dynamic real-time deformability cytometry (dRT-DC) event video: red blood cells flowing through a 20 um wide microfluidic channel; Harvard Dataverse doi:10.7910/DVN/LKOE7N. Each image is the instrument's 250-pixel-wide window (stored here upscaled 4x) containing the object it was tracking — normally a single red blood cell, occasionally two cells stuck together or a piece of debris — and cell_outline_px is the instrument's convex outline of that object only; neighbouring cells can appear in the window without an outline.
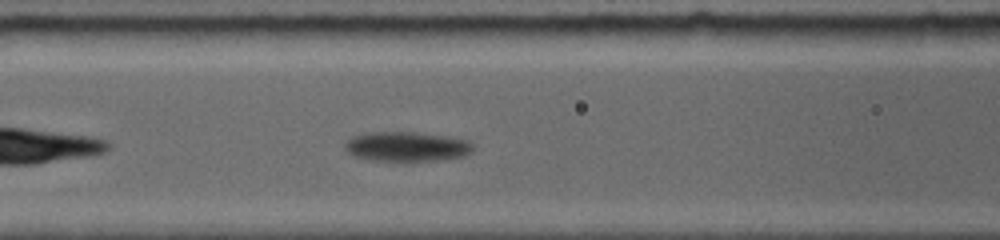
{"species": "common noctule bat (a hibernating species)", "species_latin": "Nyctalus noctula", "temperature_condition": "room temperature", "stored_images_in_passage": 34, "camera_frame_rate_fps": 5000, "um_per_image_px": 0.085, "animal": {"sex": "female", "body_mass_g": 19.0, "forearm_length_mm": 56.7}, "frame": {"image": 1, "passage_image": 8, "time_ms": 2.8, "image_size_px": [1000, 240], "cell_outline_px": [[472, 148], [464, 156], [408, 164], [400, 164], [376, 160], [356, 156], [348, 152], [348, 140], [356, 136], [380, 132], [400, 132], [464, 140]], "centroid_in_image_um": [34.53, 12.54], "position_along_channel_um": 132.1, "area_um2": 21.33}}
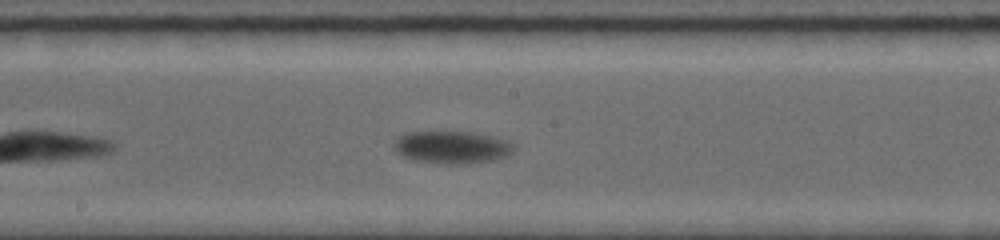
{"frame": {"image": 2, "passage_image": 13, "time_ms": 5.0, "image_size_px": [1000, 240], "cell_outline_px": [[512, 152], [504, 156], [488, 160], [464, 164], [456, 164], [420, 160], [404, 156], [396, 148], [396, 144], [400, 136], [412, 132], [460, 132], [488, 136], [504, 140], [512, 148]], "centroid_in_image_um": [38.4, 12.51], "position_along_channel_um": 209.8, "area_um2": 21.1}}
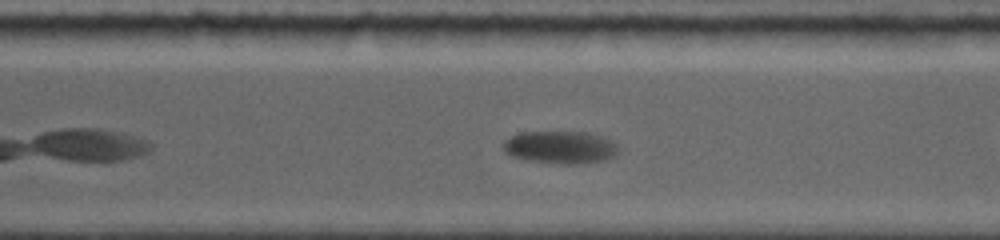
{"frame": {"image": 3, "passage_image": 21, "time_ms": 8.2, "image_size_px": [1000, 240], "cell_outline_px": [[616, 156], [604, 160], [580, 164], [564, 164], [528, 160], [512, 156], [504, 152], [504, 140], [520, 132], [584, 132], [604, 136], [612, 140], [616, 144]], "centroid_in_image_um": [47.64, 12.52], "position_along_channel_um": 323.0, "area_um2": 21.85}, "authors_computed_cell_mechanics": {"area_um2": 21.386, "velocity_mm_per_s": 3.5404, "shape_relaxation_time_tau1_ms": 2.471, "shape_relaxation_time_tau2_ms": null, "deformation_change_tau1": 0.1222, "deformation_change_tau2": null}}